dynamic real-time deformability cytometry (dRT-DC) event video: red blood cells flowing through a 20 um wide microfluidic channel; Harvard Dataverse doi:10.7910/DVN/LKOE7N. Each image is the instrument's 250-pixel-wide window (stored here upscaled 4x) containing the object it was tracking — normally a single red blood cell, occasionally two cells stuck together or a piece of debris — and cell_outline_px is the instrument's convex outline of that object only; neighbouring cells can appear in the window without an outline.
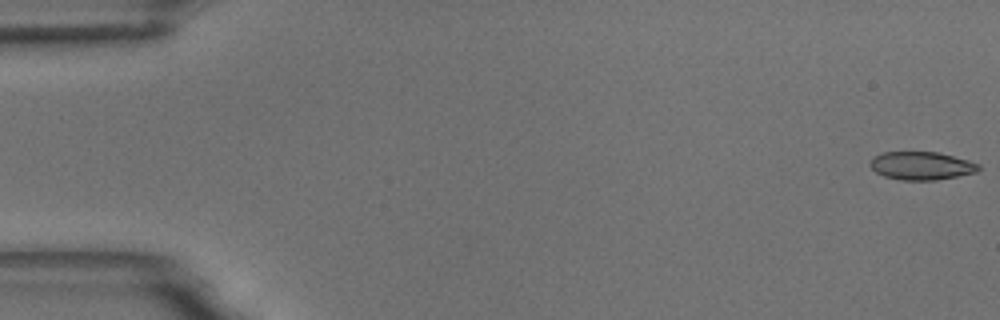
{"species": "common noctule bat (a hibernating species)", "species_latin": "Nyctalus noctula", "temperature_condition": "room temperature", "stored_images_in_passage": 56, "camera_frame_rate_fps": 3000, "um_per_image_px": 0.085, "animal": {"sex": "male", "body_mass_g": 18.8}, "frame": {"image": 1, "passage_image": 1, "time_ms": 0.0, "image_size_px": [1000, 320], "cell_outline_px": [[980, 168], [976, 172], [936, 180], [900, 180], [884, 176], [876, 172], [868, 164], [872, 156], [884, 152], [936, 152], [968, 160], [980, 164]], "centroid_in_image_um": [78.28, 14.09], "position_along_channel_um": 6.7, "area_um2": 17.74}}
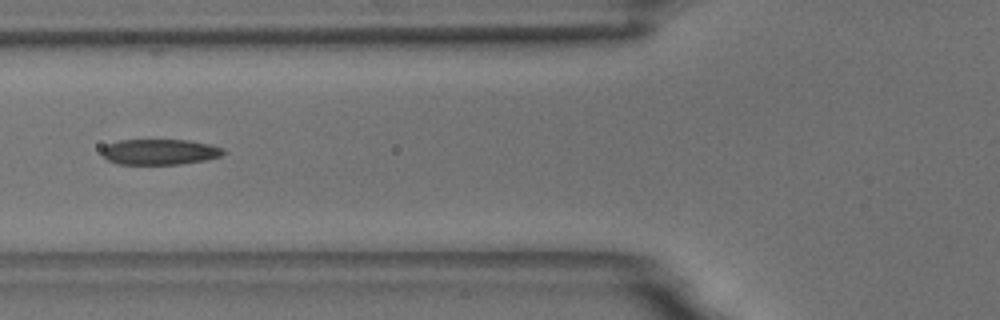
{"frame": {"image": 2, "passage_image": 22, "time_ms": 7.0, "image_size_px": [1000, 320], "cell_outline_px": [[228, 152], [220, 156], [204, 160], [180, 164], [120, 164], [108, 160], [100, 152], [108, 144], [120, 140], [188, 140], [208, 144], [224, 148]], "centroid_in_image_um": [13.6, 12.91], "position_along_channel_um": 112.2, "area_um2": 18.03}}
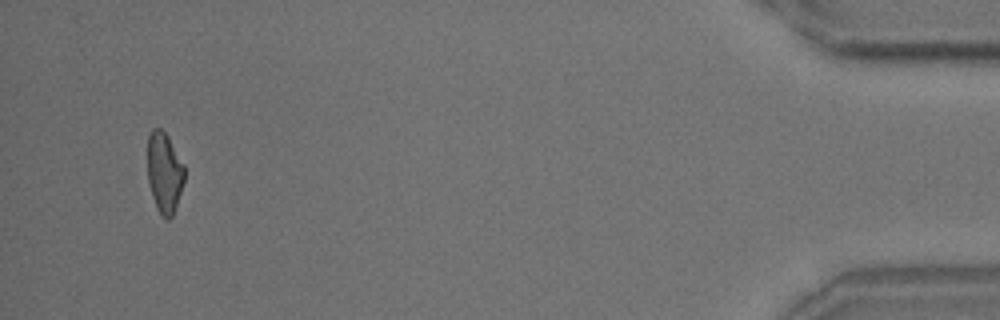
{"frame": {"image": 3, "passage_image": 54, "time_ms": 17.667, "image_size_px": [1000, 320], "cell_outline_px": [[184, 180], [176, 208], [172, 216], [168, 220], [156, 208], [152, 196], [148, 180], [148, 136], [152, 128], [160, 128], [168, 136], [184, 164]], "centroid_in_image_um": [13.97, 14.65], "position_along_channel_um": 421.2, "area_um2": 17.28}, "authors_computed_cell_mechanics": {"area_um2": 18.4382, "velocity_mm_per_s": 3.6219, "shape_relaxation_time_tau1_ms": 8.7621, "shape_relaxation_time_tau2_ms": 3.3668, "deformation_change_tau1": 0.1659, "deformation_change_tau2": 0.1098}}